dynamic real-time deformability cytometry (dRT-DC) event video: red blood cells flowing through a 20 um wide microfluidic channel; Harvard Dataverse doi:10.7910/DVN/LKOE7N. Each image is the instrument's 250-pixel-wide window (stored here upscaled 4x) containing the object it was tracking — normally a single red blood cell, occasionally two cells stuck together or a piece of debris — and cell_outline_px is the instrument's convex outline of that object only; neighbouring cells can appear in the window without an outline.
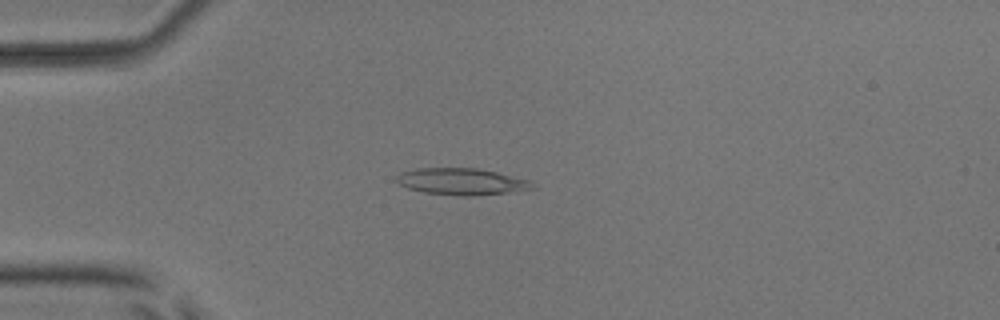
{"species": "common noctule bat (a hibernating species)", "species_latin": "Nyctalus noctula", "temperature_condition": "room temperature", "stored_images_in_passage": 41, "camera_frame_rate_fps": 3000, "um_per_image_px": 0.085, "animal": {"sex": "male", "body_mass_g": 17.9, "forearm_length_mm": 54.2}, "frame": {"image": 1, "passage_image": 3, "time_ms": 0.667, "image_size_px": [1000, 320], "cell_outline_px": [[536, 188], [508, 192], [472, 196], [460, 196], [424, 192], [408, 188], [400, 184], [396, 180], [396, 176], [400, 172], [416, 168], [476, 168], [496, 172], [532, 180]], "centroid_in_image_um": [39.25, 15.43], "position_along_channel_um": 45.7, "area_um2": 21.15}}
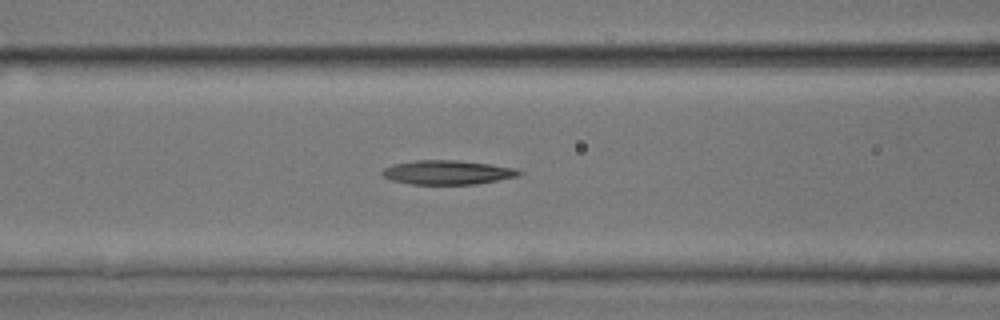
{"frame": {"image": 2, "passage_image": 11, "time_ms": 3.333, "image_size_px": [1000, 320], "cell_outline_px": [[524, 172], [520, 176], [476, 184], [412, 184], [392, 180], [384, 176], [380, 172], [384, 168], [392, 164], [416, 160], [460, 160], [516, 168]], "centroid_in_image_um": [38.06, 14.65], "position_along_channel_um": 128.5, "area_um2": 19.31}}
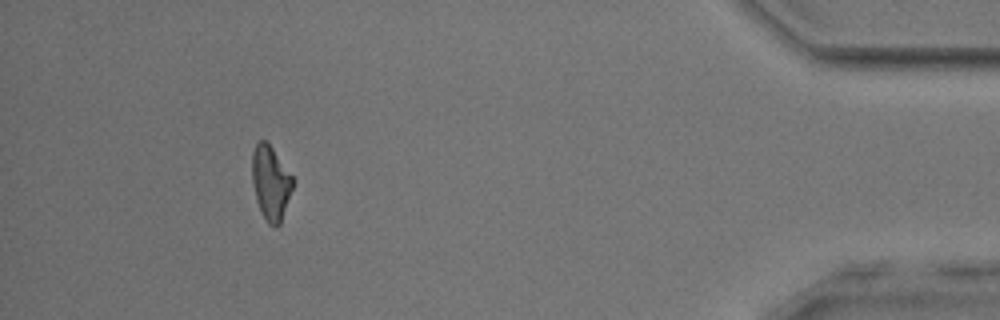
{"frame": {"image": 3, "passage_image": 37, "time_ms": 12.0, "image_size_px": [1000, 320], "cell_outline_px": [[292, 188], [280, 224], [276, 228], [268, 224], [256, 200], [252, 180], [252, 152], [256, 144], [260, 140], [264, 140], [272, 148], [292, 176]], "centroid_in_image_um": [22.99, 15.55], "position_along_channel_um": 412.2, "area_um2": 17.17}}